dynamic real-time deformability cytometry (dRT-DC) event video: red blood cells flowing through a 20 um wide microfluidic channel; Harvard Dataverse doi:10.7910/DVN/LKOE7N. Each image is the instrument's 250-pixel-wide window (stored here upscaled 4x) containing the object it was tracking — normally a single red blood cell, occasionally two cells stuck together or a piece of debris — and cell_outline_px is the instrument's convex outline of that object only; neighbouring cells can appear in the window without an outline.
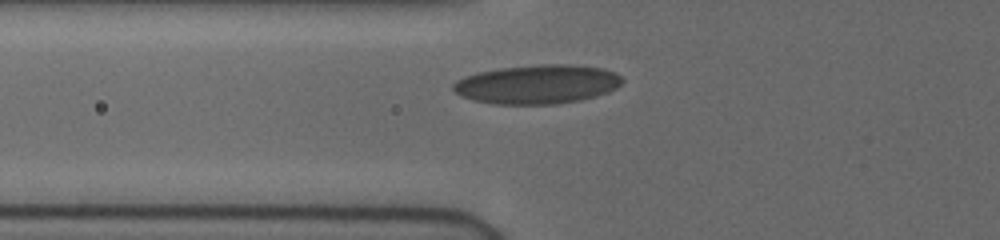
{"species": "human", "species_latin": "Homo sapiens", "temperature_condition": "cold", "stored_images_in_passage": 31, "camera_frame_rate_fps": 3000, "um_per_image_px": 0.085, "donor": {"sex": "female"}, "frame": {"image": 1, "passage_image": 2, "time_ms": 0.333, "image_size_px": [1000, 240], "cell_outline_px": [[624, 80], [616, 88], [608, 92], [580, 100], [556, 104], [496, 104], [476, 100], [464, 96], [456, 92], [452, 88], [452, 84], [456, 80], [464, 76], [476, 72], [500, 68], [540, 64], [572, 64], [604, 68], [616, 72]], "centroid_in_image_um": [45.69, 7.15], "position_along_channel_um": 80.1, "area_um2": 38.49}}
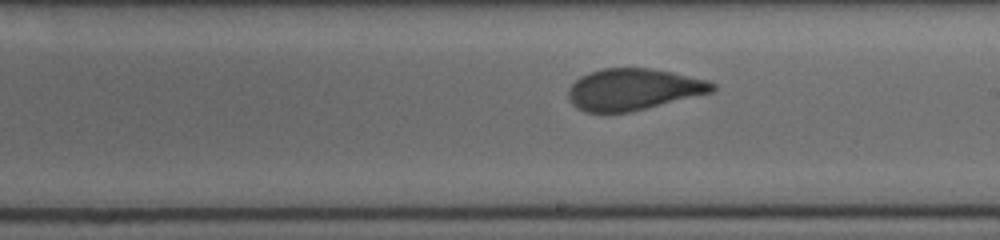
{"frame": {"image": 2, "passage_image": 14, "time_ms": 4.333, "image_size_px": [1000, 240], "cell_outline_px": [[716, 88], [712, 92], [628, 112], [584, 112], [576, 108], [568, 100], [568, 88], [580, 76], [588, 72], [604, 68], [652, 68], [672, 72], [708, 80], [716, 84]], "centroid_in_image_um": [53.8, 7.58], "position_along_channel_um": 235.2, "area_um2": 34.8}}
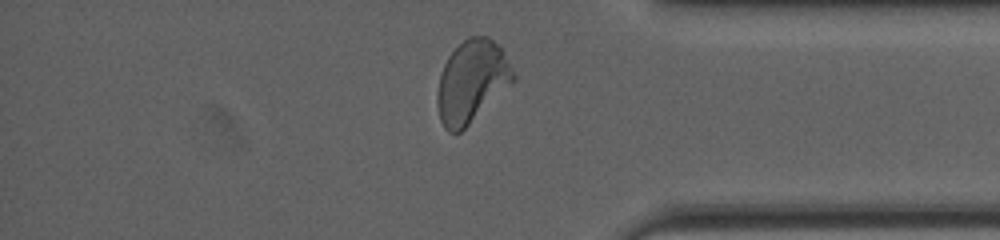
{"frame": {"image": 3, "passage_image": 27, "time_ms": 8.667, "image_size_px": [1000, 240], "cell_outline_px": [[516, 80], [460, 132], [448, 132], [444, 128], [440, 120], [436, 100], [436, 96], [440, 72], [448, 56], [468, 36], [488, 36], [500, 44], [504, 48], [516, 76]], "centroid_in_image_um": [40.12, 6.89], "position_along_channel_um": 395.1, "area_um2": 36.7}}